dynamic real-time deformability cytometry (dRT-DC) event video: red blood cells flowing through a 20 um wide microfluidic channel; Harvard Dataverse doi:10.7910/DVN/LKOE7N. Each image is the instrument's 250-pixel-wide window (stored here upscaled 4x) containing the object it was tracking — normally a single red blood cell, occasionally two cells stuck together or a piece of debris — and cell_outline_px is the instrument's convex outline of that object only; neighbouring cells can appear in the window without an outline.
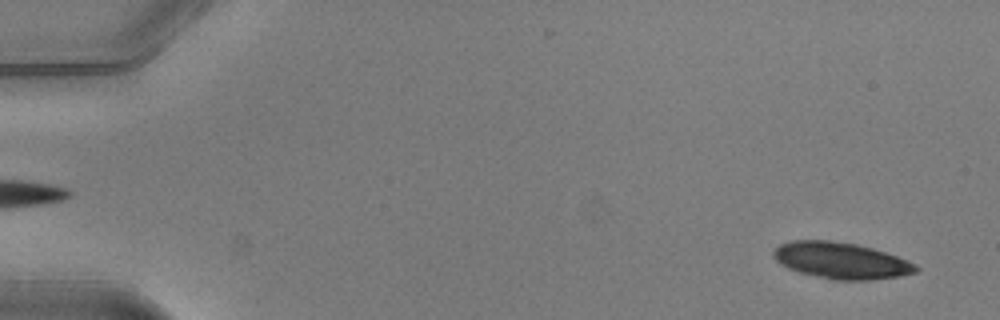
{"species": "common noctule bat (a hibernating species)", "species_latin": "Nyctalus noctula", "temperature_condition": "warm", "stored_images_in_passage": 15, "camera_frame_rate_fps": 3000, "um_per_image_px": 0.085, "animal": {"sex": "male", "body_mass_g": 20.5, "forearm_length_mm": 52.5}, "frame": {"image": 1, "passage_image": 2, "time_ms": 0.333, "image_size_px": [1000, 320], "cell_outline_px": [[920, 268], [916, 272], [900, 276], [868, 280], [832, 280], [800, 272], [788, 268], [780, 264], [772, 256], [772, 252], [780, 244], [792, 240], [828, 240], [856, 244], [872, 248], [908, 260], [916, 264]], "centroid_in_image_um": [71.48, 22.15], "position_along_channel_um": 13.5, "area_um2": 30.17}}